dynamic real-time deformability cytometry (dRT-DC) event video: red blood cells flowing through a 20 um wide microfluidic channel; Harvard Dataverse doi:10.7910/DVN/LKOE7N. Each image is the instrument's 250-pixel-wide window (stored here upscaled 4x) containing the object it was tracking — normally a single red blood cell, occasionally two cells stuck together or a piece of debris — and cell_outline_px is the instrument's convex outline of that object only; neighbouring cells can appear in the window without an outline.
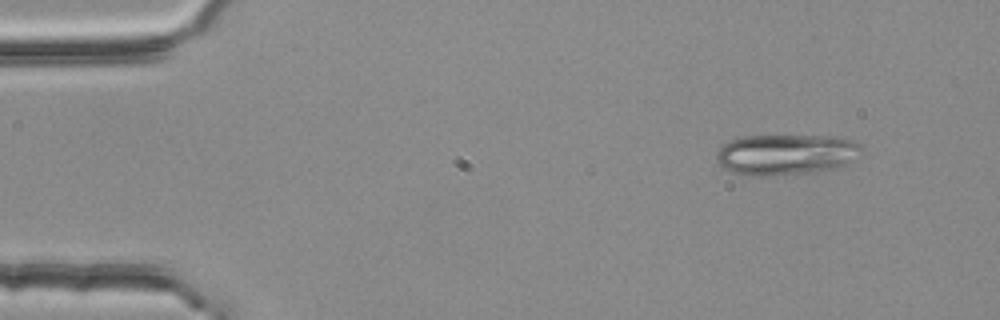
{"species": "common noctule bat (a hibernating species)", "species_latin": "Nyctalus noctula", "temperature_condition": "room temperature", "stored_images_in_passage": 3, "camera_frame_rate_fps": 3000, "um_per_image_px": 0.085, "animal": {"sex": "female", "body_mass_g": 25.1}, "frame": {"image": 1, "passage_image": 1, "time_ms": 0.0, "image_size_px": [1000, 320], "cell_outline_px": [[860, 148], [852, 160], [848, 164], [820, 172], [764, 176], [752, 176], [732, 172], [720, 168], [716, 160], [716, 152], [724, 144], [732, 140], [744, 136], [836, 136], [852, 140], [860, 144]], "centroid_in_image_um": [66.76, 13.14], "position_along_channel_um": 18.2, "area_um2": 34.56}}